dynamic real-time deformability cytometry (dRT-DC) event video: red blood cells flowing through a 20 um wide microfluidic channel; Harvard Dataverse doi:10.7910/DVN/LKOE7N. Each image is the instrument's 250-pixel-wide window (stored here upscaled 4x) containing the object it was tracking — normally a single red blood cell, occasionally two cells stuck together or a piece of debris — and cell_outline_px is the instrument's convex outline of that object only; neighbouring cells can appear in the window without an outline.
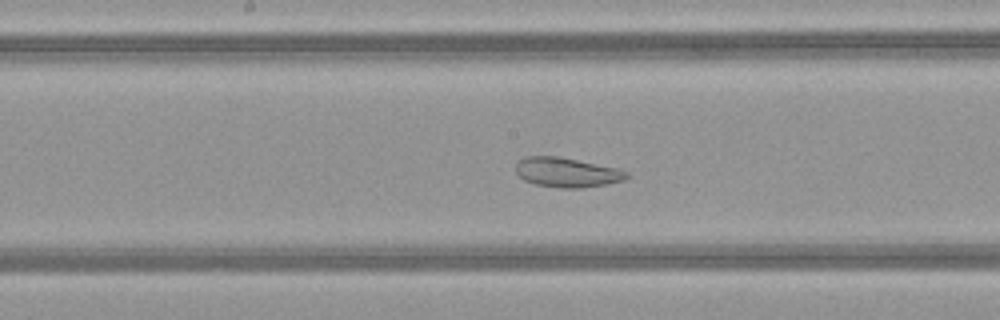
{"species": "common noctule bat (a hibernating species)", "species_latin": "Nyctalus noctula", "temperature_condition": "warm", "stored_images_in_passage": 50, "segment_of_instrument_passage": [1, 2], "camera_frame_rate_fps": 3000, "um_per_image_px": 0.085, "animal": {"sex": "female", "body_mass_g": 21.9}, "frame": {"image": 1, "passage_image": 25, "time_ms": 8.0, "image_size_px": [1000, 320], "cell_outline_px": [[628, 176], [624, 180], [608, 184], [580, 188], [560, 188], [536, 184], [524, 180], [516, 172], [516, 164], [524, 156], [560, 156], [616, 168], [628, 172]], "centroid_in_image_um": [48.18, 14.65], "position_along_channel_um": 200.0, "area_um2": 19.07}}
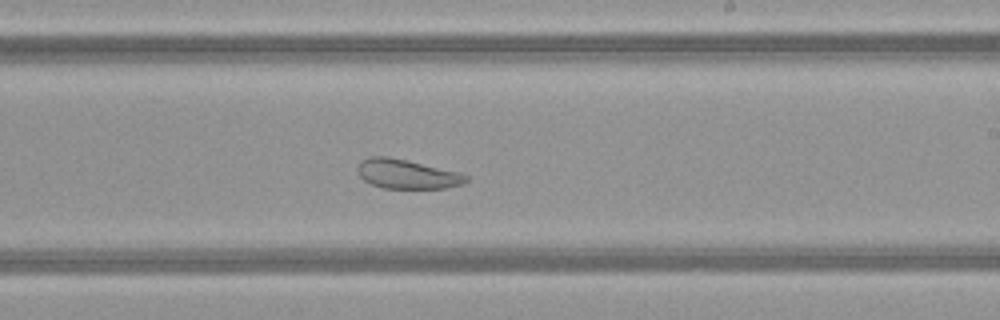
{"frame": {"image": 2, "passage_image": 29, "time_ms": 9.333, "image_size_px": [1000, 320], "cell_outline_px": [[468, 180], [464, 184], [444, 188], [384, 188], [372, 184], [364, 180], [360, 176], [356, 168], [360, 160], [368, 156], [388, 156], [460, 172], [468, 176]], "centroid_in_image_um": [34.58, 14.78], "position_along_channel_um": 254.4, "area_um2": 18.61}}
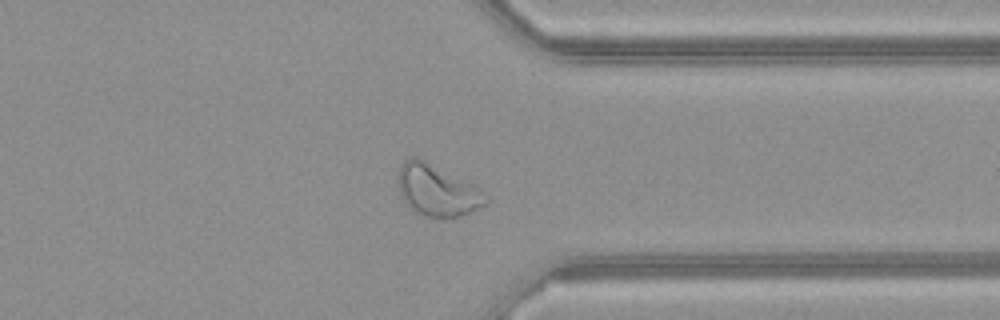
{"frame": {"image": 3, "passage_image": 38, "time_ms": 12.333, "image_size_px": [1000, 320], "cell_outline_px": [[488, 204], [460, 216], [428, 216], [412, 208], [404, 200], [400, 192], [396, 176], [400, 164], [404, 160], [416, 156], [476, 184], [488, 196]], "centroid_in_image_um": [37.19, 16.12], "position_along_channel_um": 374.2, "area_um2": 26.24}}